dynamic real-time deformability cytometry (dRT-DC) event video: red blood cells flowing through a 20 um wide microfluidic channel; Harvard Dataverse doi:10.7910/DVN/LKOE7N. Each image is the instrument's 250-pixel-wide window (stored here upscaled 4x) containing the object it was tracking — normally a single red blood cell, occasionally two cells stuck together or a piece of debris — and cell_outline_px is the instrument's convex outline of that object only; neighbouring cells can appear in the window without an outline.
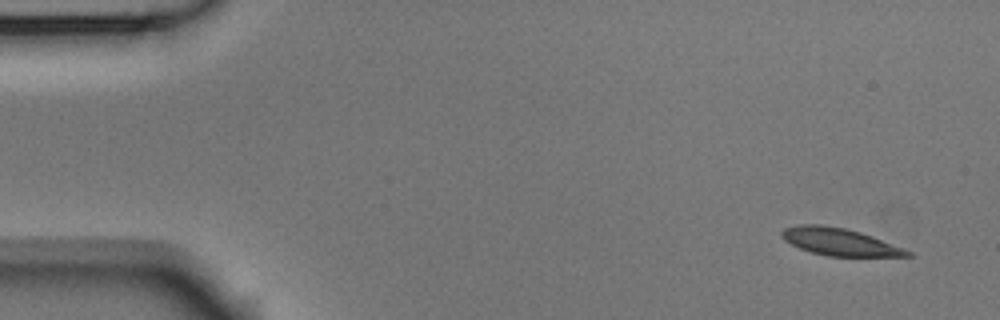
{"species": "Egyptian fruit bat (a non-hibernating species)", "species_latin": "Rousettus aegyptiacus", "temperature_condition": "room temperature", "stored_images_in_passage": 8, "camera_frame_rate_fps": 3000, "um_per_image_px": 0.085, "animal": {"sex": "male"}, "frame": {"image": 1, "passage_image": 1, "time_ms": 0.0, "image_size_px": [1000, 320], "cell_outline_px": [[912, 256], [828, 256], [812, 252], [800, 248], [784, 240], [780, 236], [780, 232], [784, 228], [800, 224], [820, 224], [844, 228], [860, 232], [872, 236], [904, 248], [912, 252]], "centroid_in_image_um": [71.34, 20.55], "position_along_channel_um": 13.7, "area_um2": 19.88}}
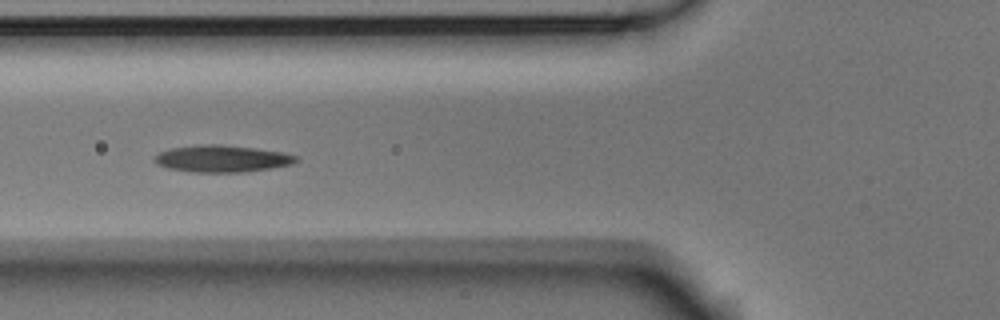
{"frame": {"image": 2, "passage_image": 6, "time_ms": 1.667, "image_size_px": [1000, 320], "cell_outline_px": [[300, 160], [292, 164], [272, 168], [244, 172], [192, 172], [168, 168], [152, 160], [160, 152], [168, 148], [196, 144], [220, 144], [256, 148], [280, 152], [296, 156]], "centroid_in_image_um": [18.86, 13.48], "position_along_channel_um": 106.9, "area_um2": 22.25}}
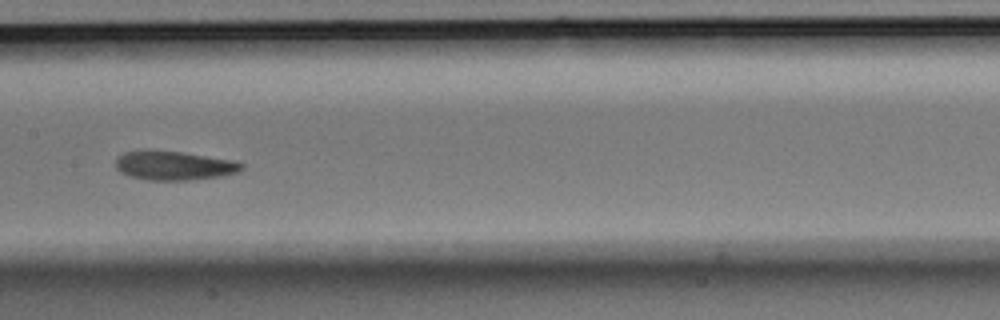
{"frame": {"image": 3, "passage_image": 8, "time_ms": 2.333, "image_size_px": [1000, 320], "cell_outline_px": [[244, 168], [240, 172], [220, 176], [188, 180], [148, 180], [132, 176], [120, 172], [116, 168], [116, 160], [124, 152], [180, 152], [236, 160], [244, 164]], "centroid_in_image_um": [14.89, 14.1], "position_along_channel_um": 192.5, "area_um2": 20.81}}